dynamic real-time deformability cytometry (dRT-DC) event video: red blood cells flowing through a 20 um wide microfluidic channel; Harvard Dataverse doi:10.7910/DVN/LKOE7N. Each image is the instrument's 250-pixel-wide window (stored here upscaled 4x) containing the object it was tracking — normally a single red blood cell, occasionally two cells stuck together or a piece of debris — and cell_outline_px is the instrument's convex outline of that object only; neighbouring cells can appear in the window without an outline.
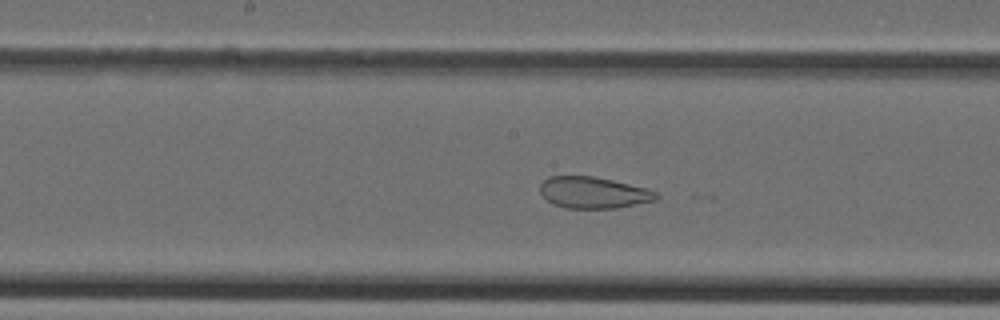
{"species": "Egyptian fruit bat (a non-hibernating species)", "species_latin": "Rousettus aegyptiacus", "temperature_condition": "cold", "stored_images_in_passage": 43, "camera_frame_rate_fps": 3000, "um_per_image_px": 0.085, "animal": {"sex": "female"}, "frame": {"image": 1, "passage_image": 20, "time_ms": 6.333, "image_size_px": [1000, 320], "cell_outline_px": [[660, 196], [656, 200], [616, 208], [568, 208], [552, 204], [540, 192], [540, 184], [548, 176], [592, 176], [612, 180], [648, 188], [660, 192]], "centroid_in_image_um": [50.48, 16.37], "position_along_channel_um": 197.7, "area_um2": 21.39}}
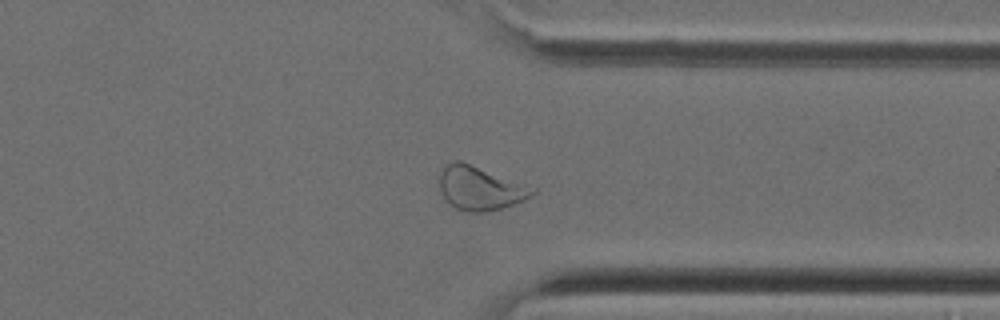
{"frame": {"image": 2, "passage_image": 32, "time_ms": 10.333, "image_size_px": [1000, 320], "cell_outline_px": [[536, 192], [532, 196], [524, 200], [504, 208], [484, 212], [468, 212], [456, 208], [448, 204], [440, 192], [440, 172], [452, 160], [460, 160], [536, 188]], "centroid_in_image_um": [40.8, 16.01], "position_along_channel_um": 370.6, "area_um2": 23.76}}
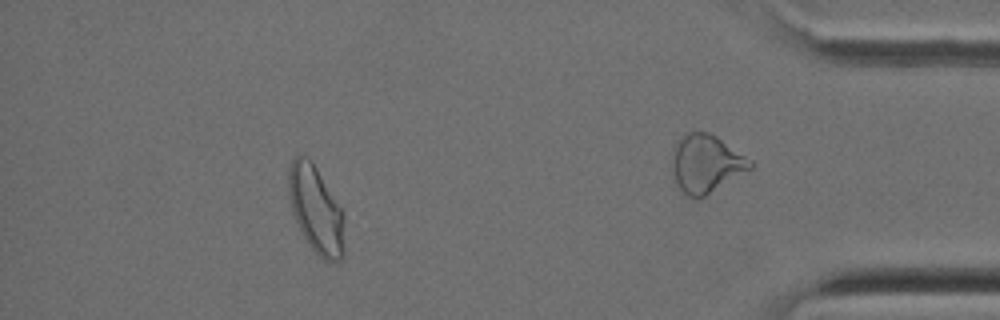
{"frame": {"image": 3, "passage_image": 38, "time_ms": 12.333, "image_size_px": [1000, 320], "cell_outline_px": [[344, 252], [340, 260], [324, 260], [312, 248], [304, 236], [292, 212], [288, 196], [288, 168], [292, 160], [296, 156], [308, 156], [316, 168], [344, 212]], "centroid_in_image_um": [26.85, 17.79], "position_along_channel_um": 408.3, "area_um2": 28.15}}